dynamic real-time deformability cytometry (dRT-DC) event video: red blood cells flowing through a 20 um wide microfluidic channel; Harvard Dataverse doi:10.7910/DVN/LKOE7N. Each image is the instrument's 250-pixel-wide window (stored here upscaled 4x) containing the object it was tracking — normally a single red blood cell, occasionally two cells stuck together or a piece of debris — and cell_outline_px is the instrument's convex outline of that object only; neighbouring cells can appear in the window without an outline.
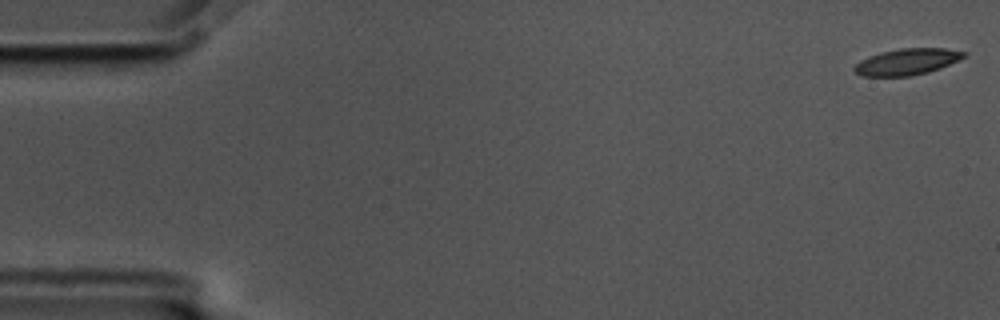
{"species": "common noctule bat (a hibernating species)", "species_latin": "Nyctalus noctula", "temperature_condition": "cold", "stored_images_in_passage": 17, "camera_frame_rate_fps": 3000, "um_per_image_px": 0.085, "animal": {"sex": "male", "body_mass_g": 17.5, "forearm_length_mm": 52.3}, "frame": {"image": 1, "passage_image": 1, "time_ms": 0.0, "image_size_px": [1000, 320], "cell_outline_px": [[968, 56], [940, 68], [928, 72], [912, 76], [864, 76], [856, 72], [852, 68], [860, 60], [868, 56], [880, 52], [900, 48], [944, 48], [968, 52]], "centroid_in_image_um": [77.12, 5.24], "position_along_channel_um": 7.9, "area_um2": 16.94}}
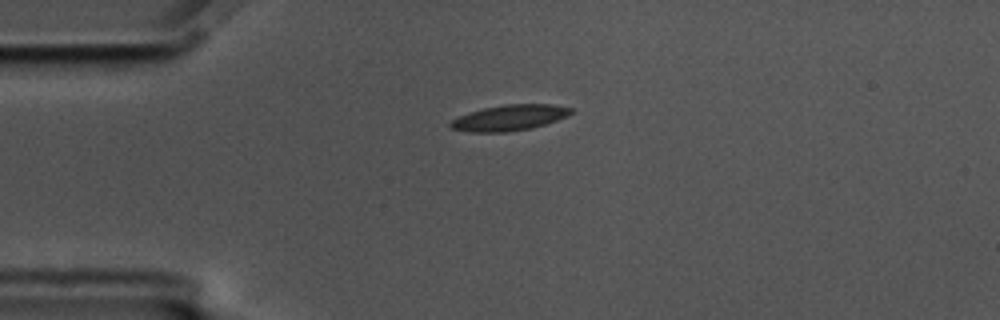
{"frame": {"image": 2, "passage_image": 14, "time_ms": 4.333, "image_size_px": [1000, 320], "cell_outline_px": [[572, 112], [568, 116], [532, 128], [508, 132], [468, 132], [452, 128], [448, 124], [452, 120], [468, 112], [484, 108], [504, 104], [552, 104], [572, 108]], "centroid_in_image_um": [43.3, 10.0], "position_along_channel_um": 41.7, "area_um2": 18.03}}